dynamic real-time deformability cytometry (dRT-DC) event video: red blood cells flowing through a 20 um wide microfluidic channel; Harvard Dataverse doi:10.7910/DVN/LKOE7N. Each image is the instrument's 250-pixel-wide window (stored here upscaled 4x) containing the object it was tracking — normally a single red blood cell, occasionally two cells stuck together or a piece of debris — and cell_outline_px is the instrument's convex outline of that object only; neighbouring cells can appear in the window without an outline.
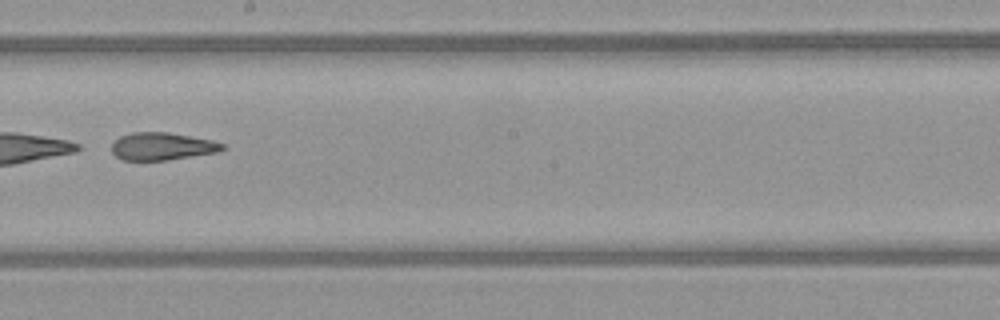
{"species": "common noctule bat (a hibernating species)", "species_latin": "Nyctalus noctula", "temperature_condition": "warm", "stored_images_in_passage": 51, "camera_frame_rate_fps": 3000, "um_per_image_px": 0.085, "animal": {"sex": "female", "body_mass_g": 21.9}, "frame": {"image": 1, "passage_image": 30, "time_ms": 9.667, "image_size_px": [1000, 320], "cell_outline_px": [[224, 148], [220, 152], [168, 160], [124, 160], [116, 156], [112, 152], [112, 144], [120, 136], [132, 132], [168, 132], [212, 140], [224, 144]], "centroid_in_image_um": [13.79, 12.44], "position_along_channel_um": 234.4, "area_um2": 17.8}}